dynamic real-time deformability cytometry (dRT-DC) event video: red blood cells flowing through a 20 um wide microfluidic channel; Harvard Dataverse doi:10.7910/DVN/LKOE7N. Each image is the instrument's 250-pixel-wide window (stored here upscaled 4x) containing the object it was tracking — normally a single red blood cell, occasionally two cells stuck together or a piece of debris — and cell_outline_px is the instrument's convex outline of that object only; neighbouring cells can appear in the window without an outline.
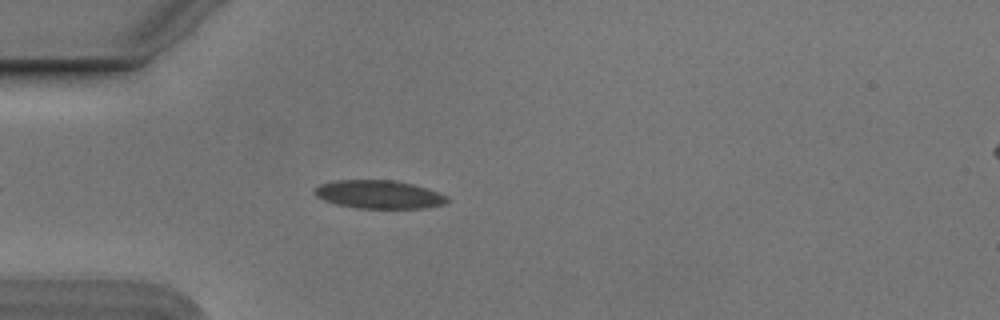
{"species": "Egyptian fruit bat (a non-hibernating species)", "species_latin": "Rousettus aegyptiacus", "temperature_condition": "cold", "stored_images_in_passage": 46, "camera_frame_rate_fps": 3000, "um_per_image_px": 0.085, "animal": {"sex": "male"}, "frame": {"image": 1, "passage_image": 7, "time_ms": 2.0, "image_size_px": [1000, 320], "cell_outline_px": [[448, 200], [444, 204], [424, 208], [356, 208], [336, 204], [324, 200], [316, 196], [312, 192], [320, 184], [336, 180], [396, 180], [412, 184], [448, 196]], "centroid_in_image_um": [32.17, 16.53], "position_along_channel_um": 52.8, "area_um2": 21.73}}
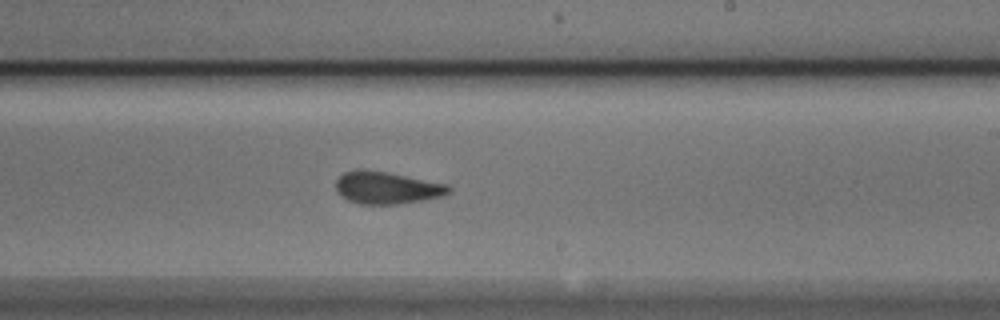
{"frame": {"image": 2, "passage_image": 24, "time_ms": 7.667, "image_size_px": [1000, 320], "cell_outline_px": [[452, 192], [444, 196], [424, 200], [400, 204], [360, 204], [348, 200], [340, 196], [336, 192], [336, 180], [344, 172], [360, 168], [364, 168], [388, 172], [448, 184], [452, 188]], "centroid_in_image_um": [32.89, 15.95], "position_along_channel_um": 256.1, "area_um2": 21.68}}
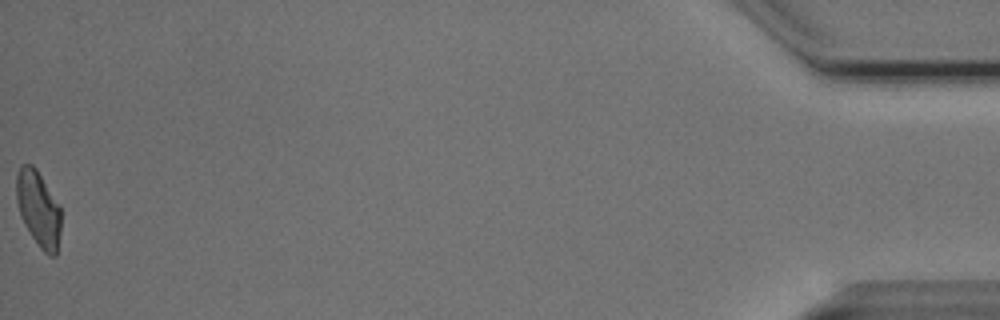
{"frame": {"image": 3, "passage_image": 46, "time_ms": 15.0, "image_size_px": [1000, 320], "cell_outline_px": [[60, 232], [56, 256], [48, 256], [40, 248], [24, 224], [20, 216], [16, 200], [16, 176], [20, 164], [32, 164], [36, 168], [60, 204]], "centroid_in_image_um": [3.26, 17.73], "position_along_channel_um": 431.9, "area_um2": 19.88}, "authors_computed_cell_mechanics": {"area_um2": 21.3571, "velocity_mm_per_s": 3.7638, "shape_relaxation_time_tau1_ms": 3.3991, "shape_relaxation_time_tau2_ms": 1.5104, "deformation_change_tau1": 0.108, "deformation_change_tau2": 0.0692}}